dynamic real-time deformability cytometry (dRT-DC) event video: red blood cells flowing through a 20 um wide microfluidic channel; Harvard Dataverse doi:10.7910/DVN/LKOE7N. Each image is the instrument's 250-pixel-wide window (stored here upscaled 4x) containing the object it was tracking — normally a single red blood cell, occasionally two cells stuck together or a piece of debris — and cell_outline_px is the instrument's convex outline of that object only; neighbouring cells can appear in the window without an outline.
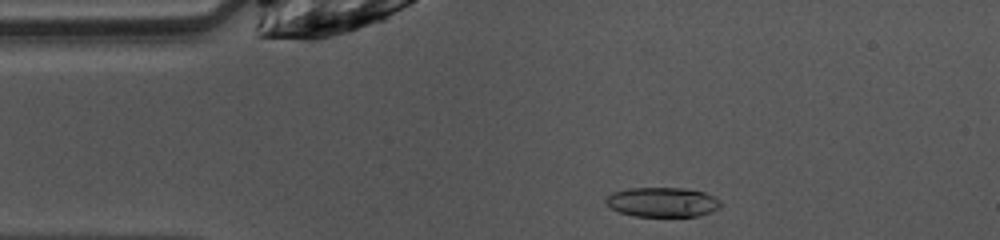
{"species": "common noctule bat (a hibernating species)", "species_latin": "Nyctalus noctula", "temperature_condition": "warm", "stored_images_in_passage": 48, "camera_frame_rate_fps": 3000, "um_per_image_px": 0.085, "animal": {"sex": "female", "body_mass_g": 10.0, "forearm_length_mm": 53.1}, "frame": {"image": 1, "passage_image": 8, "time_ms": 2.333, "image_size_px": [1000, 240], "cell_outline_px": [[720, 208], [712, 212], [700, 216], [632, 216], [620, 212], [612, 208], [604, 200], [612, 192], [628, 188], [684, 188], [704, 192], [720, 200]], "centroid_in_image_um": [56.32, 17.18], "position_along_channel_um": 28.7, "area_um2": 19.83}}
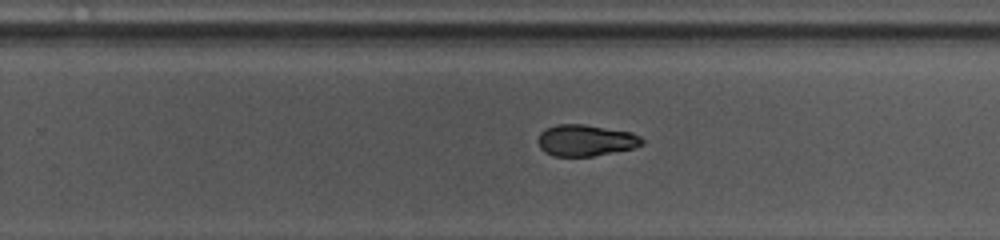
{"frame": {"image": 2, "passage_image": 29, "time_ms": 9.333, "image_size_px": [1000, 240], "cell_outline_px": [[644, 144], [632, 148], [592, 156], [552, 156], [544, 152], [540, 148], [536, 140], [540, 132], [544, 128], [556, 124], [584, 124], [632, 132], [640, 136], [644, 140]], "centroid_in_image_um": [49.74, 11.92], "position_along_channel_um": 280.1, "area_um2": 19.25}}
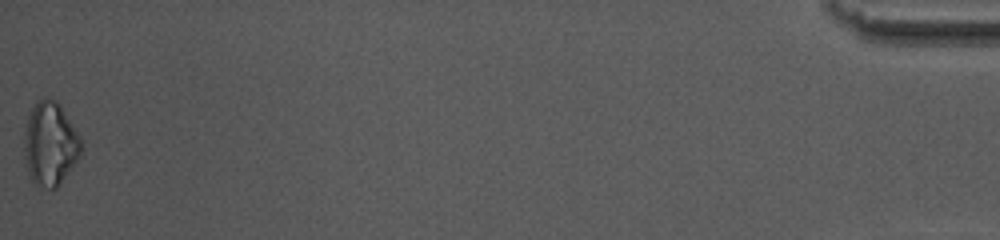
{"frame": {"image": 3, "passage_image": 48, "time_ms": 15.667, "image_size_px": [1000, 240], "cell_outline_px": [[80, 156], [56, 188], [48, 188], [32, 180], [28, 176], [24, 156], [24, 132], [28, 116], [36, 100], [56, 100], [60, 104], [80, 136]], "centroid_in_image_um": [4.24, 12.21], "position_along_channel_um": 431.0, "area_um2": 27.34}, "authors_computed_cell_mechanics": {"area_um2": 20.4323, "velocity_mm_per_s": 4.0636, "shape_relaxation_time_tau1_ms": 3.1997, "shape_relaxation_time_tau2_ms": 4.5455, "deformation_change_tau1": 0.1474, "deformation_change_tau2": 0.106}}